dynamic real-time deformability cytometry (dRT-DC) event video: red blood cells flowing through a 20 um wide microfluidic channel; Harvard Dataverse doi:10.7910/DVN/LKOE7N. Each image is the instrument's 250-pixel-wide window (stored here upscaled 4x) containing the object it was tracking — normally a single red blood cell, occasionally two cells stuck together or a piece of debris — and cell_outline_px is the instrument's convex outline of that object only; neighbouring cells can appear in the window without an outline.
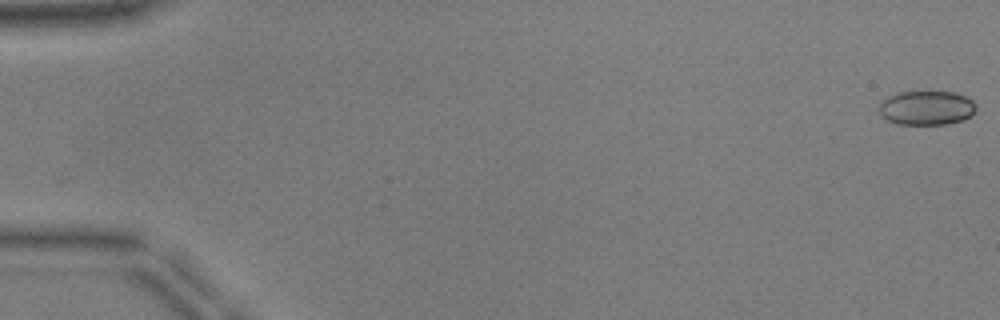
{"species": "common noctule bat (a hibernating species)", "species_latin": "Nyctalus noctula", "temperature_condition": "warm", "stored_images_in_passage": 46, "camera_frame_rate_fps": 3000, "um_per_image_px": 0.085, "animal": {"sex": "male", "body_mass_g": 17.9, "forearm_length_mm": 54.2}, "frame": {"image": 1, "passage_image": 1, "time_ms": 0.0, "image_size_px": [1000, 320], "cell_outline_px": [[976, 108], [972, 116], [960, 120], [944, 124], [896, 124], [888, 120], [880, 112], [880, 104], [888, 96], [900, 92], [928, 88], [956, 92], [972, 100], [976, 104]], "centroid_in_image_um": [78.79, 9.11], "position_along_channel_um": 6.2, "area_um2": 19.94}}
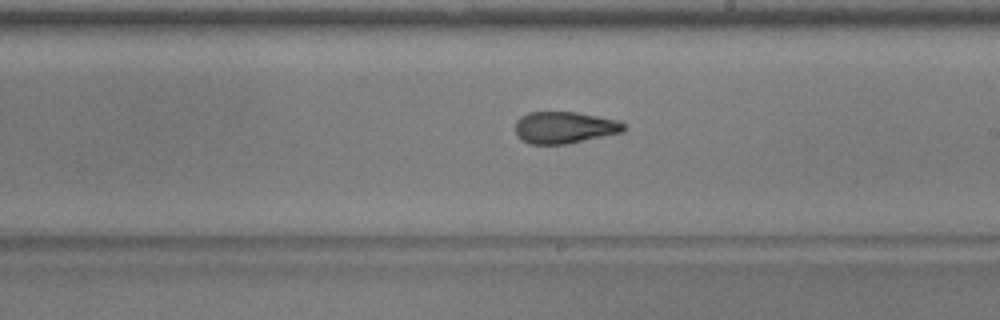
{"frame": {"image": 2, "passage_image": 31, "time_ms": 10.0, "image_size_px": [1000, 320], "cell_outline_px": [[624, 132], [568, 144], [528, 144], [516, 132], [516, 120], [520, 116], [528, 112], [576, 112], [620, 120], [624, 124]], "centroid_in_image_um": [48.01, 10.83], "position_along_channel_um": 241.0, "area_um2": 20.17}}
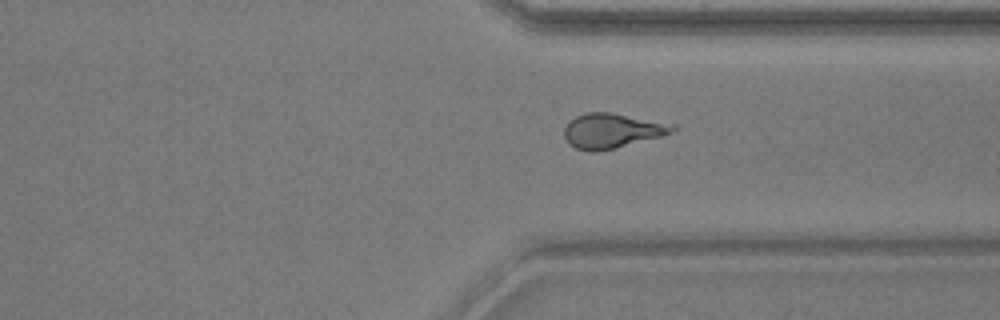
{"frame": {"image": 3, "passage_image": 40, "time_ms": 13.0, "image_size_px": [1000, 320], "cell_outline_px": [[680, 128], [664, 136], [596, 152], [588, 152], [576, 148], [568, 144], [564, 136], [564, 128], [568, 120], [584, 112], [608, 112], [676, 124]], "centroid_in_image_um": [52.02, 11.11], "position_along_channel_um": 359.4, "area_um2": 22.25}, "authors_computed_cell_mechanics": {"area_um2": 20.1722, "velocity_mm_per_s": 3.9457, "shape_relaxation_time_tau1_ms": 5.6582, "shape_relaxation_time_tau2_ms": 2.4574, "deformation_change_tau1": 0.1663, "deformation_change_tau2": 0.1073}}